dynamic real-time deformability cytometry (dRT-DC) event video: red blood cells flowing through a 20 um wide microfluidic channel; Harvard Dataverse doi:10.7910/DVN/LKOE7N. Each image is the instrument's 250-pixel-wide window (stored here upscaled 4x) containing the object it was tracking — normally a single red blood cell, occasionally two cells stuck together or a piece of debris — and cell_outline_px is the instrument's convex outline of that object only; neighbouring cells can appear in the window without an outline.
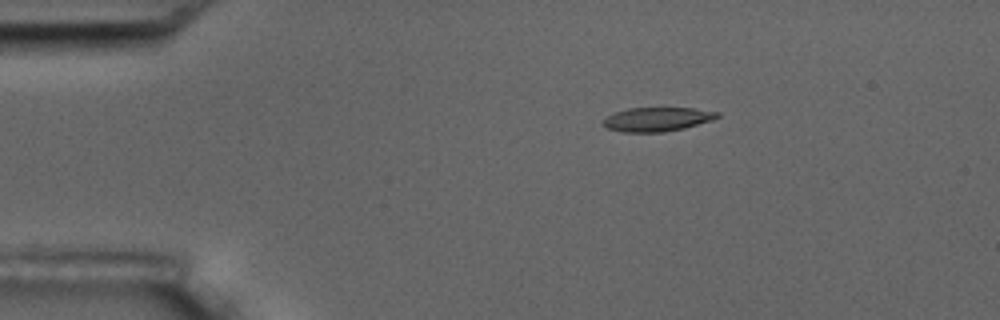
{"species": "common noctule bat (a hibernating species)", "species_latin": "Nyctalus noctula", "temperature_condition": "room temperature", "stored_images_in_passage": 4, "camera_frame_rate_fps": 3000, "um_per_image_px": 0.085, "animal": {"sex": "male", "body_mass_g": 17.5, "forearm_length_mm": 52.3}, "frame": {"image": 1, "passage_image": 1, "time_ms": 0.0, "image_size_px": [1000, 320], "cell_outline_px": [[720, 116], [712, 120], [684, 128], [664, 132], [624, 132], [608, 128], [600, 124], [608, 116], [616, 112], [628, 108], [692, 108], [720, 112]], "centroid_in_image_um": [55.87, 10.14], "position_along_channel_um": 29.1, "area_um2": 15.9}}
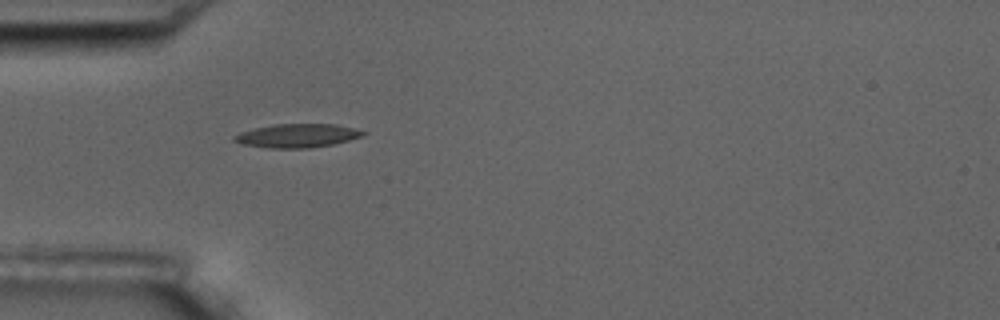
{"frame": {"image": 2, "passage_image": 3, "time_ms": 2.333, "image_size_px": [1000, 320], "cell_outline_px": [[368, 132], [364, 136], [332, 144], [308, 148], [268, 148], [240, 144], [232, 140], [232, 136], [240, 132], [256, 128], [276, 124], [336, 124]], "centroid_in_image_um": [25.24, 11.53], "position_along_channel_um": 59.8, "area_um2": 17.74}}